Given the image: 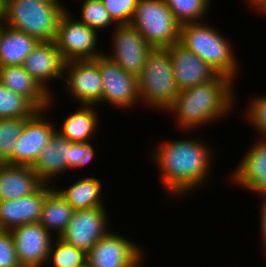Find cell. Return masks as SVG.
I'll list each match as a JSON object with an SVG mask.
<instances>
[{"label": "cell", "instance_id": "1", "mask_svg": "<svg viewBox=\"0 0 266 267\" xmlns=\"http://www.w3.org/2000/svg\"><path fill=\"white\" fill-rule=\"evenodd\" d=\"M200 139H167V142H158L155 145L157 147L150 149L151 163L153 161L159 169L158 173H161L159 177L162 188L167 192L165 195L173 197V200L182 196L185 198L188 193L192 194L196 189L200 190L203 185L210 183L208 180L213 172L215 151L206 140L203 142Z\"/></svg>", "mask_w": 266, "mask_h": 267}, {"label": "cell", "instance_id": "2", "mask_svg": "<svg viewBox=\"0 0 266 267\" xmlns=\"http://www.w3.org/2000/svg\"><path fill=\"white\" fill-rule=\"evenodd\" d=\"M235 82L229 76L218 74L211 81L180 90L166 112L176 119V128L185 133L215 124L233 112L238 102Z\"/></svg>", "mask_w": 266, "mask_h": 267}, {"label": "cell", "instance_id": "3", "mask_svg": "<svg viewBox=\"0 0 266 267\" xmlns=\"http://www.w3.org/2000/svg\"><path fill=\"white\" fill-rule=\"evenodd\" d=\"M67 9L55 0H6L2 22L40 42H50L55 40L59 21Z\"/></svg>", "mask_w": 266, "mask_h": 267}, {"label": "cell", "instance_id": "4", "mask_svg": "<svg viewBox=\"0 0 266 267\" xmlns=\"http://www.w3.org/2000/svg\"><path fill=\"white\" fill-rule=\"evenodd\" d=\"M179 43L208 63L218 74L236 80L240 64L232 44L221 32L206 22L180 26ZM239 69V70H238ZM237 76V77H236Z\"/></svg>", "mask_w": 266, "mask_h": 267}, {"label": "cell", "instance_id": "5", "mask_svg": "<svg viewBox=\"0 0 266 267\" xmlns=\"http://www.w3.org/2000/svg\"><path fill=\"white\" fill-rule=\"evenodd\" d=\"M140 102L155 110L166 111L175 101L177 87L171 56L166 48H153L137 76Z\"/></svg>", "mask_w": 266, "mask_h": 267}, {"label": "cell", "instance_id": "6", "mask_svg": "<svg viewBox=\"0 0 266 267\" xmlns=\"http://www.w3.org/2000/svg\"><path fill=\"white\" fill-rule=\"evenodd\" d=\"M153 48L179 42L180 24L164 0H138L130 22Z\"/></svg>", "mask_w": 266, "mask_h": 267}, {"label": "cell", "instance_id": "7", "mask_svg": "<svg viewBox=\"0 0 266 267\" xmlns=\"http://www.w3.org/2000/svg\"><path fill=\"white\" fill-rule=\"evenodd\" d=\"M97 36L96 30L78 21L67 9L59 21L54 42L66 62L91 60L104 54L98 47Z\"/></svg>", "mask_w": 266, "mask_h": 267}, {"label": "cell", "instance_id": "8", "mask_svg": "<svg viewBox=\"0 0 266 267\" xmlns=\"http://www.w3.org/2000/svg\"><path fill=\"white\" fill-rule=\"evenodd\" d=\"M102 78V106L110 105L121 110H132L139 105L137 77L124 71L105 54L98 57Z\"/></svg>", "mask_w": 266, "mask_h": 267}, {"label": "cell", "instance_id": "9", "mask_svg": "<svg viewBox=\"0 0 266 267\" xmlns=\"http://www.w3.org/2000/svg\"><path fill=\"white\" fill-rule=\"evenodd\" d=\"M111 31V48H113L111 52L104 51V54L124 71L137 77L153 47L131 24L116 25Z\"/></svg>", "mask_w": 266, "mask_h": 267}, {"label": "cell", "instance_id": "10", "mask_svg": "<svg viewBox=\"0 0 266 267\" xmlns=\"http://www.w3.org/2000/svg\"><path fill=\"white\" fill-rule=\"evenodd\" d=\"M49 109L38 110L28 118L16 141L12 157L6 162L12 165L33 166L40 152L49 143L56 132V124L48 119ZM50 121V122H49Z\"/></svg>", "mask_w": 266, "mask_h": 267}, {"label": "cell", "instance_id": "11", "mask_svg": "<svg viewBox=\"0 0 266 267\" xmlns=\"http://www.w3.org/2000/svg\"><path fill=\"white\" fill-rule=\"evenodd\" d=\"M65 82V83H64ZM68 96L80 105L102 104V78L98 57L91 60H74L65 64L64 81Z\"/></svg>", "mask_w": 266, "mask_h": 267}, {"label": "cell", "instance_id": "12", "mask_svg": "<svg viewBox=\"0 0 266 267\" xmlns=\"http://www.w3.org/2000/svg\"><path fill=\"white\" fill-rule=\"evenodd\" d=\"M107 207L75 210L60 239L88 253L111 229Z\"/></svg>", "mask_w": 266, "mask_h": 267}, {"label": "cell", "instance_id": "13", "mask_svg": "<svg viewBox=\"0 0 266 267\" xmlns=\"http://www.w3.org/2000/svg\"><path fill=\"white\" fill-rule=\"evenodd\" d=\"M144 250L131 239L109 231L86 254L89 267H129Z\"/></svg>", "mask_w": 266, "mask_h": 267}, {"label": "cell", "instance_id": "14", "mask_svg": "<svg viewBox=\"0 0 266 267\" xmlns=\"http://www.w3.org/2000/svg\"><path fill=\"white\" fill-rule=\"evenodd\" d=\"M22 267L46 266L52 242L55 238L39 222L17 226L10 230Z\"/></svg>", "mask_w": 266, "mask_h": 267}, {"label": "cell", "instance_id": "15", "mask_svg": "<svg viewBox=\"0 0 266 267\" xmlns=\"http://www.w3.org/2000/svg\"><path fill=\"white\" fill-rule=\"evenodd\" d=\"M258 140V141H257ZM231 172L230 181L250 193L266 197V138H257Z\"/></svg>", "mask_w": 266, "mask_h": 267}, {"label": "cell", "instance_id": "16", "mask_svg": "<svg viewBox=\"0 0 266 267\" xmlns=\"http://www.w3.org/2000/svg\"><path fill=\"white\" fill-rule=\"evenodd\" d=\"M66 61L54 41L39 42L23 63L25 70L52 96L50 82L64 80ZM61 78V79H60ZM53 92V93H52Z\"/></svg>", "mask_w": 266, "mask_h": 267}, {"label": "cell", "instance_id": "17", "mask_svg": "<svg viewBox=\"0 0 266 267\" xmlns=\"http://www.w3.org/2000/svg\"><path fill=\"white\" fill-rule=\"evenodd\" d=\"M166 49L171 56L174 77L179 90L206 83L218 75L214 68L179 42Z\"/></svg>", "mask_w": 266, "mask_h": 267}, {"label": "cell", "instance_id": "18", "mask_svg": "<svg viewBox=\"0 0 266 267\" xmlns=\"http://www.w3.org/2000/svg\"><path fill=\"white\" fill-rule=\"evenodd\" d=\"M53 185L43 183L35 192L18 199L0 201V229L11 230L41 219L43 202Z\"/></svg>", "mask_w": 266, "mask_h": 267}, {"label": "cell", "instance_id": "19", "mask_svg": "<svg viewBox=\"0 0 266 267\" xmlns=\"http://www.w3.org/2000/svg\"><path fill=\"white\" fill-rule=\"evenodd\" d=\"M0 82L6 88L29 99L39 110H51V106H56V97L48 94L22 65L0 66Z\"/></svg>", "mask_w": 266, "mask_h": 267}, {"label": "cell", "instance_id": "20", "mask_svg": "<svg viewBox=\"0 0 266 267\" xmlns=\"http://www.w3.org/2000/svg\"><path fill=\"white\" fill-rule=\"evenodd\" d=\"M71 143L56 131L40 152L32 169L43 183L53 185L56 178L67 172V157Z\"/></svg>", "mask_w": 266, "mask_h": 267}, {"label": "cell", "instance_id": "21", "mask_svg": "<svg viewBox=\"0 0 266 267\" xmlns=\"http://www.w3.org/2000/svg\"><path fill=\"white\" fill-rule=\"evenodd\" d=\"M42 184L31 166L3 163L0 167V201L32 194Z\"/></svg>", "mask_w": 266, "mask_h": 267}, {"label": "cell", "instance_id": "22", "mask_svg": "<svg viewBox=\"0 0 266 267\" xmlns=\"http://www.w3.org/2000/svg\"><path fill=\"white\" fill-rule=\"evenodd\" d=\"M62 121L56 131L72 143L93 141L99 127L100 115L96 105H79Z\"/></svg>", "mask_w": 266, "mask_h": 267}, {"label": "cell", "instance_id": "23", "mask_svg": "<svg viewBox=\"0 0 266 267\" xmlns=\"http://www.w3.org/2000/svg\"><path fill=\"white\" fill-rule=\"evenodd\" d=\"M69 187H57L55 189L66 199L74 210H84L98 207H106L103 199V182L93 176L81 177L77 181H72Z\"/></svg>", "mask_w": 266, "mask_h": 267}, {"label": "cell", "instance_id": "24", "mask_svg": "<svg viewBox=\"0 0 266 267\" xmlns=\"http://www.w3.org/2000/svg\"><path fill=\"white\" fill-rule=\"evenodd\" d=\"M39 42L25 32L2 24L0 26V66L23 65L26 57Z\"/></svg>", "mask_w": 266, "mask_h": 267}, {"label": "cell", "instance_id": "25", "mask_svg": "<svg viewBox=\"0 0 266 267\" xmlns=\"http://www.w3.org/2000/svg\"><path fill=\"white\" fill-rule=\"evenodd\" d=\"M74 211L66 199L52 186L43 202L39 223L53 236L60 237L72 219Z\"/></svg>", "mask_w": 266, "mask_h": 267}, {"label": "cell", "instance_id": "26", "mask_svg": "<svg viewBox=\"0 0 266 267\" xmlns=\"http://www.w3.org/2000/svg\"><path fill=\"white\" fill-rule=\"evenodd\" d=\"M38 110L29 99L6 88L0 82V119L30 118Z\"/></svg>", "mask_w": 266, "mask_h": 267}, {"label": "cell", "instance_id": "27", "mask_svg": "<svg viewBox=\"0 0 266 267\" xmlns=\"http://www.w3.org/2000/svg\"><path fill=\"white\" fill-rule=\"evenodd\" d=\"M211 0H164L180 25L204 22Z\"/></svg>", "mask_w": 266, "mask_h": 267}, {"label": "cell", "instance_id": "28", "mask_svg": "<svg viewBox=\"0 0 266 267\" xmlns=\"http://www.w3.org/2000/svg\"><path fill=\"white\" fill-rule=\"evenodd\" d=\"M86 262V253L82 250L55 237L46 266L50 267H78ZM49 264V265H48Z\"/></svg>", "mask_w": 266, "mask_h": 267}, {"label": "cell", "instance_id": "29", "mask_svg": "<svg viewBox=\"0 0 266 267\" xmlns=\"http://www.w3.org/2000/svg\"><path fill=\"white\" fill-rule=\"evenodd\" d=\"M82 2L79 12L81 17L79 19L78 17L76 18L78 21L96 30L98 33L102 29L106 30L110 27L113 29L116 26L101 0H83Z\"/></svg>", "mask_w": 266, "mask_h": 267}, {"label": "cell", "instance_id": "30", "mask_svg": "<svg viewBox=\"0 0 266 267\" xmlns=\"http://www.w3.org/2000/svg\"><path fill=\"white\" fill-rule=\"evenodd\" d=\"M28 118L0 119V160L6 163L13 155L16 141Z\"/></svg>", "mask_w": 266, "mask_h": 267}, {"label": "cell", "instance_id": "31", "mask_svg": "<svg viewBox=\"0 0 266 267\" xmlns=\"http://www.w3.org/2000/svg\"><path fill=\"white\" fill-rule=\"evenodd\" d=\"M260 94L255 95L248 104V108L246 107L245 117L246 121H249V125L253 127V129L257 132L261 138H266V94L259 96Z\"/></svg>", "mask_w": 266, "mask_h": 267}, {"label": "cell", "instance_id": "32", "mask_svg": "<svg viewBox=\"0 0 266 267\" xmlns=\"http://www.w3.org/2000/svg\"><path fill=\"white\" fill-rule=\"evenodd\" d=\"M94 142L71 143L67 157V171L81 169L96 158Z\"/></svg>", "mask_w": 266, "mask_h": 267}, {"label": "cell", "instance_id": "33", "mask_svg": "<svg viewBox=\"0 0 266 267\" xmlns=\"http://www.w3.org/2000/svg\"><path fill=\"white\" fill-rule=\"evenodd\" d=\"M116 25L130 24L138 0H101Z\"/></svg>", "mask_w": 266, "mask_h": 267}, {"label": "cell", "instance_id": "34", "mask_svg": "<svg viewBox=\"0 0 266 267\" xmlns=\"http://www.w3.org/2000/svg\"><path fill=\"white\" fill-rule=\"evenodd\" d=\"M0 267H22L17 258L14 240L9 230L0 229Z\"/></svg>", "mask_w": 266, "mask_h": 267}, {"label": "cell", "instance_id": "35", "mask_svg": "<svg viewBox=\"0 0 266 267\" xmlns=\"http://www.w3.org/2000/svg\"><path fill=\"white\" fill-rule=\"evenodd\" d=\"M260 200V210H259V231L261 233H259L261 236V240H260V243H262V247H264L265 249H263L265 251V254H266V197H261L259 198Z\"/></svg>", "mask_w": 266, "mask_h": 267}, {"label": "cell", "instance_id": "36", "mask_svg": "<svg viewBox=\"0 0 266 267\" xmlns=\"http://www.w3.org/2000/svg\"><path fill=\"white\" fill-rule=\"evenodd\" d=\"M244 2H247L246 5L252 7L253 11H256L266 0H244Z\"/></svg>", "mask_w": 266, "mask_h": 267}, {"label": "cell", "instance_id": "37", "mask_svg": "<svg viewBox=\"0 0 266 267\" xmlns=\"http://www.w3.org/2000/svg\"><path fill=\"white\" fill-rule=\"evenodd\" d=\"M145 253L136 261L134 262L131 266L129 267H142L141 265H143V260L145 259Z\"/></svg>", "mask_w": 266, "mask_h": 267}, {"label": "cell", "instance_id": "38", "mask_svg": "<svg viewBox=\"0 0 266 267\" xmlns=\"http://www.w3.org/2000/svg\"><path fill=\"white\" fill-rule=\"evenodd\" d=\"M255 12L266 16V2L263 3Z\"/></svg>", "mask_w": 266, "mask_h": 267}, {"label": "cell", "instance_id": "39", "mask_svg": "<svg viewBox=\"0 0 266 267\" xmlns=\"http://www.w3.org/2000/svg\"><path fill=\"white\" fill-rule=\"evenodd\" d=\"M3 5L4 3L0 0V17H3Z\"/></svg>", "mask_w": 266, "mask_h": 267}, {"label": "cell", "instance_id": "40", "mask_svg": "<svg viewBox=\"0 0 266 267\" xmlns=\"http://www.w3.org/2000/svg\"><path fill=\"white\" fill-rule=\"evenodd\" d=\"M78 267H89V266H88V263L85 262L84 264H82L81 266H78Z\"/></svg>", "mask_w": 266, "mask_h": 267}, {"label": "cell", "instance_id": "41", "mask_svg": "<svg viewBox=\"0 0 266 267\" xmlns=\"http://www.w3.org/2000/svg\"><path fill=\"white\" fill-rule=\"evenodd\" d=\"M2 18H3V17H0V26L3 24V22H2Z\"/></svg>", "mask_w": 266, "mask_h": 267}]
</instances>
